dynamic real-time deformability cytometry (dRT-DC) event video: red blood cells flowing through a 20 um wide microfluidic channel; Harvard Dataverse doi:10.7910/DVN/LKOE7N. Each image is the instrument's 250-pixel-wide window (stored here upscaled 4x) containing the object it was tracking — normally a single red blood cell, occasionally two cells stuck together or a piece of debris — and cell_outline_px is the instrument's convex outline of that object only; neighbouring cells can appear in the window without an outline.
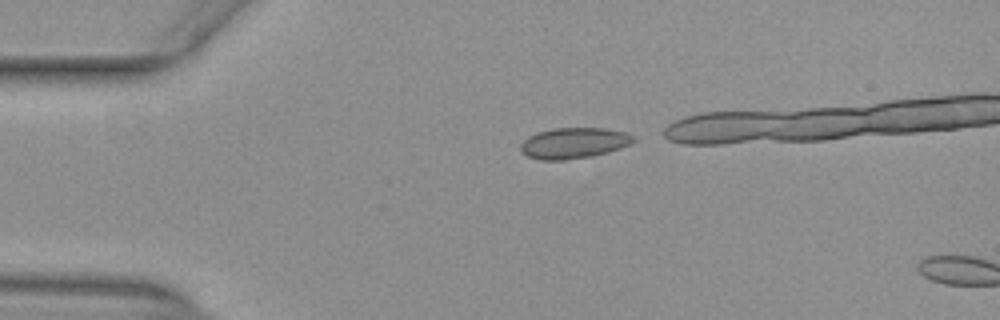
{"species": "common noctule bat (a hibernating species)", "species_latin": "Nyctalus noctula", "temperature_condition": "warm", "stored_images_in_passage": 3, "camera_frame_rate_fps": 3000, "um_per_image_px": 0.085, "animal": {"sex": "female", "body_mass_g": 29.2, "forearm_length_mm": 56.3}, "frame": {"image": 1, "passage_image": 1, "time_ms": 0.0, "image_size_px": [1000, 320], "cell_outline_px": [[636, 140], [620, 148], [608, 152], [592, 156], [564, 160], [540, 160], [528, 156], [520, 152], [520, 144], [528, 136], [536, 132], [552, 128], [608, 128], [628, 132]], "centroid_in_image_um": [48.75, 12.15], "position_along_channel_um": 36.3, "area_um2": 20.46}}